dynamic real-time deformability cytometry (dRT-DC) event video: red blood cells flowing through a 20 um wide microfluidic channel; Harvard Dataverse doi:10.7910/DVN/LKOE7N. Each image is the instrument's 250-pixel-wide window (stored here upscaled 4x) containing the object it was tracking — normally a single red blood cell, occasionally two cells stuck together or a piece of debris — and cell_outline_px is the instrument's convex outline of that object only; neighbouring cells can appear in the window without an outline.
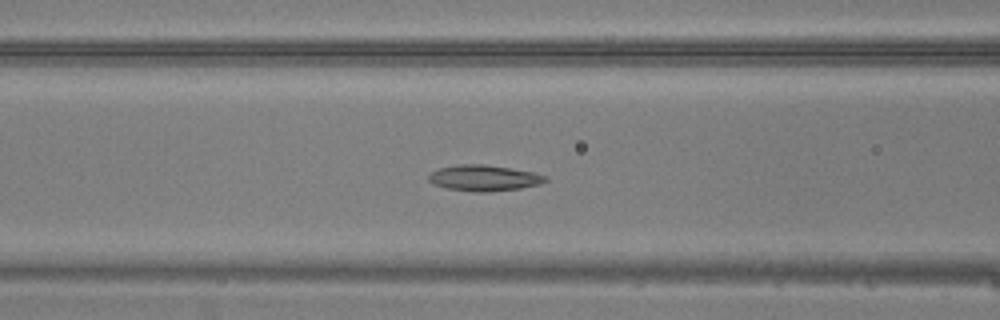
{"species": "common noctule bat (a hibernating species)", "species_latin": "Nyctalus noctula", "temperature_condition": "warm", "stored_images_in_passage": 38, "camera_frame_rate_fps": 3000, "um_per_image_px": 0.085, "animal": {"sex": "male", "body_mass_g": 20.5, "forearm_length_mm": 52.5}, "frame": {"image": 1, "passage_image": 11, "time_ms": 3.333, "image_size_px": [1000, 320], "cell_outline_px": [[548, 180], [540, 184], [520, 188], [488, 192], [476, 192], [448, 188], [432, 184], [428, 180], [428, 176], [432, 172], [440, 168], [460, 164], [484, 164], [532, 172], [544, 176]], "centroid_in_image_um": [41.11, 15.13], "position_along_channel_um": 125.5, "area_um2": 17.4}}
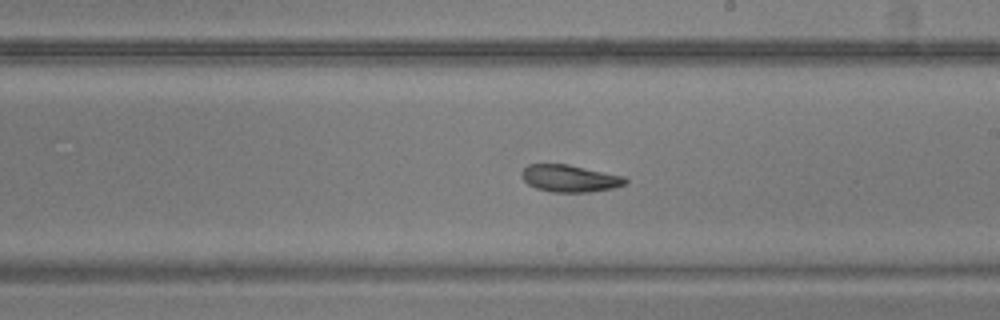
{"frame": {"image": 2, "passage_image": 19, "time_ms": 6.0, "image_size_px": [1000, 320], "cell_outline_px": [[628, 180], [624, 184], [612, 188], [588, 192], [552, 192], [536, 188], [528, 184], [524, 180], [520, 172], [528, 164], [568, 164], [624, 176]], "centroid_in_image_um": [48.41, 15.16], "position_along_channel_um": 240.6, "area_um2": 16.3}}
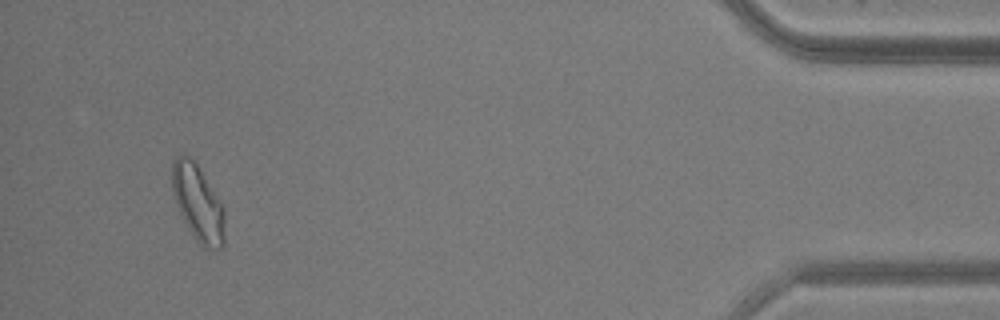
{"frame": {"image": 3, "passage_image": 36, "time_ms": 11.667, "image_size_px": [1000, 320], "cell_outline_px": [[224, 244], [220, 248], [204, 248], [192, 236], [180, 216], [172, 192], [172, 160], [176, 156], [184, 152], [196, 160], [224, 208]], "centroid_in_image_um": [16.79, 17.2], "position_along_channel_um": 418.4, "area_um2": 23.93}}